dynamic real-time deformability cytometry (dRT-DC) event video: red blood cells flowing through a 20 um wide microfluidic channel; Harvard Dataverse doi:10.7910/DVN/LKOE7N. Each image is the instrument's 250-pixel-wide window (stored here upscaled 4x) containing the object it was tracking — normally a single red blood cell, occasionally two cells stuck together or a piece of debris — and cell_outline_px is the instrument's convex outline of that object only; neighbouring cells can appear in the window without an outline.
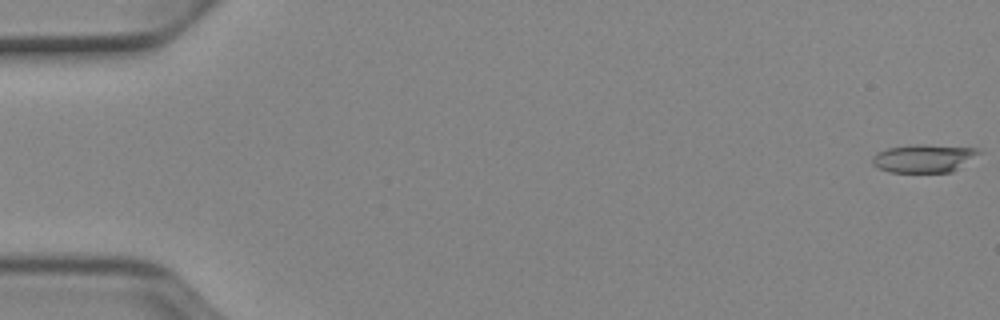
{"species": "Egyptian fruit bat (a non-hibernating species)", "species_latin": "Rousettus aegyptiacus", "temperature_condition": "cold", "stored_images_in_passage": 52, "camera_frame_rate_fps": 3000, "um_per_image_px": 0.085, "animal": {"sex": "female"}, "frame": {"image": 1, "passage_image": 1, "time_ms": 0.0, "image_size_px": [1000, 320], "cell_outline_px": [[984, 152], [952, 172], [888, 172], [872, 164], [872, 156], [876, 152], [888, 148], [912, 144], [924, 144], [976, 148]], "centroid_in_image_um": [78.53, 13.45], "position_along_channel_um": 6.5, "area_um2": 17.63}}
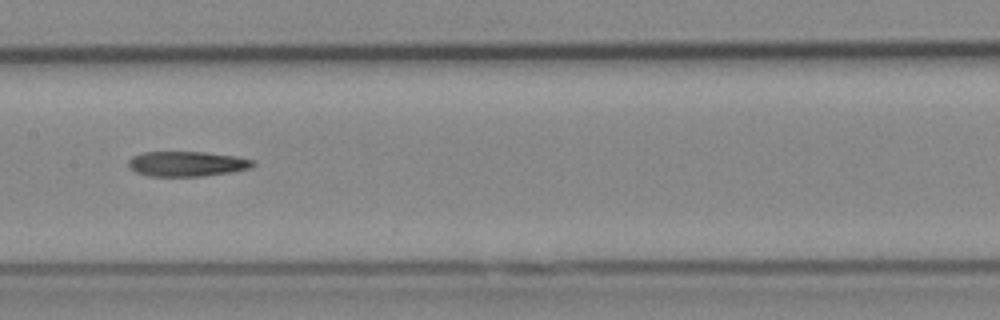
{"frame": {"image": 2, "passage_image": 27, "time_ms": 8.667, "image_size_px": [1000, 320], "cell_outline_px": [[256, 164], [252, 168], [232, 172], [204, 176], [148, 176], [136, 172], [128, 168], [128, 160], [132, 156], [144, 152], [204, 152], [236, 156], [256, 160]], "centroid_in_image_um": [15.92, 13.93], "position_along_channel_um": 191.5, "area_um2": 18.44}}
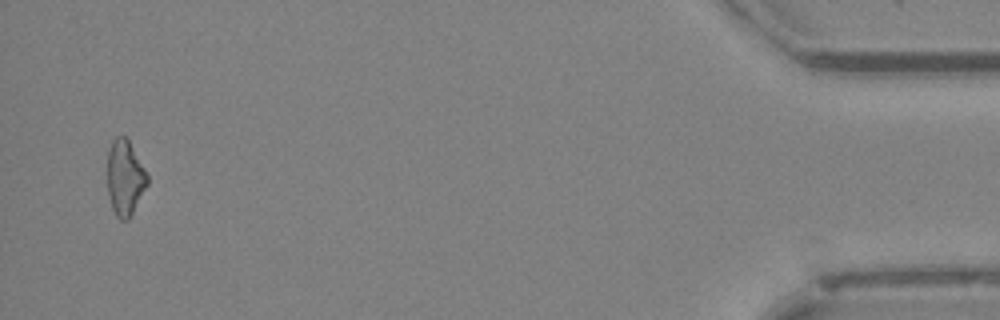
{"frame": {"image": 3, "passage_image": 51, "time_ms": 16.667, "image_size_px": [1000, 320], "cell_outline_px": [[148, 184], [128, 220], [120, 220], [116, 216], [112, 208], [108, 196], [108, 152], [112, 140], [116, 136], [124, 136], [128, 140], [144, 168], [148, 176]], "centroid_in_image_um": [10.61, 15.12], "position_along_channel_um": 424.6, "area_um2": 17.34}, "authors_computed_cell_mechanics": {"area_um2": 18.3804, "velocity_mm_per_s": 3.9464, "shape_relaxation_time_tau1_ms": null, "shape_relaxation_time_tau2_ms": 7.8237, "deformation_change_tau1": null, "deformation_change_tau2": 0.2311}}